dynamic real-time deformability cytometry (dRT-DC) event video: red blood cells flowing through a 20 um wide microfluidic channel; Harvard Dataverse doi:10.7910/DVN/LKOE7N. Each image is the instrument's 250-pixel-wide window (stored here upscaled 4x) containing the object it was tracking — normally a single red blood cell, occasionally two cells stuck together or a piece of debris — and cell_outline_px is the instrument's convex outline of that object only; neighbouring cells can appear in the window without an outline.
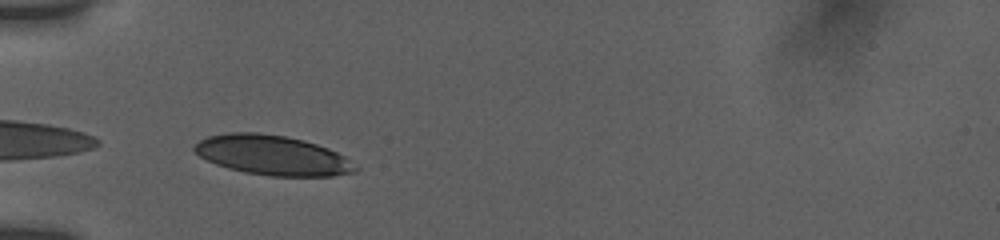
{"species": "human", "species_latin": "Homo sapiens", "temperature_condition": "room temperature", "stored_images_in_passage": 10, "camera_frame_rate_fps": 3000, "um_per_image_px": 0.085, "donor": {"sex": "female"}, "frame": {"image": 1, "passage_image": 2, "time_ms": 0.333, "image_size_px": [1000, 240], "cell_outline_px": [[360, 168], [356, 172], [332, 176], [268, 176], [244, 172], [228, 168], [216, 164], [200, 156], [192, 148], [192, 144], [208, 136], [228, 132], [256, 132], [284, 136], [304, 140], [328, 148], [344, 156]], "centroid_in_image_um": [23.15, 13.2], "position_along_channel_um": 61.8, "area_um2": 37.4}}
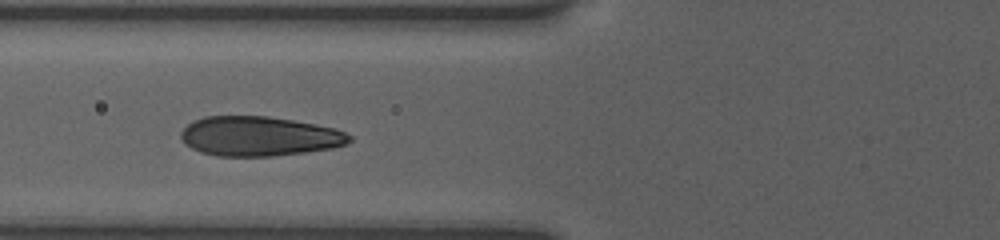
{"frame": {"image": 2, "passage_image": 6, "time_ms": 1.667, "image_size_px": [1000, 240], "cell_outline_px": [[352, 140], [348, 144], [332, 148], [304, 152], [272, 156], [216, 156], [200, 152], [184, 144], [180, 136], [180, 132], [188, 124], [204, 116], [268, 116], [316, 124], [336, 128], [352, 136]], "centroid_in_image_um": [22.03, 11.58], "position_along_channel_um": 103.8, "area_um2": 39.02}}